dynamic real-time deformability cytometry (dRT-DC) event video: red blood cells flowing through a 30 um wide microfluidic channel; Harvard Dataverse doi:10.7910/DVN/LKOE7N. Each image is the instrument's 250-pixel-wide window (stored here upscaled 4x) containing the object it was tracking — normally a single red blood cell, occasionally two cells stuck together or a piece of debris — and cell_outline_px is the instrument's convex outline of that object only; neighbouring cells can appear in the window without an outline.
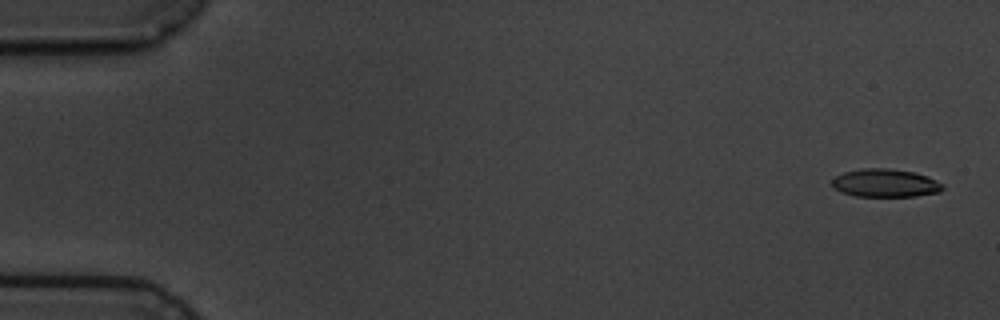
{"species": "common noctule bat (a hibernating species)", "species_latin": "Nyctalus noctula", "temperature_condition": "cold", "stored_images_in_passage": 6, "camera_frame_rate_fps": 3000, "um_per_image_px": 0.085, "animal": {"sex": "male", "body_mass_g": 19.5, "forearm_length_mm": 54.6}, "frame": {"image": 1, "passage_image": 1, "time_ms": 0.0, "image_size_px": [1000, 320], "cell_outline_px": [[944, 188], [940, 192], [916, 196], [856, 196], [840, 192], [832, 188], [832, 180], [836, 176], [844, 172], [864, 168], [888, 168], [912, 172], [928, 176], [944, 184]], "centroid_in_image_um": [75.25, 15.56], "position_along_channel_um": 9.8, "area_um2": 18.21}}
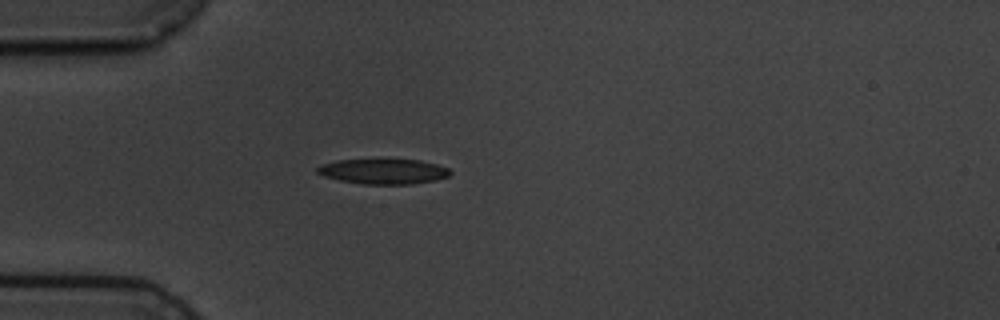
{"frame": {"image": 2, "passage_image": 5, "time_ms": 4.667, "image_size_px": [1000, 320], "cell_outline_px": [[452, 172], [448, 176], [436, 180], [412, 184], [360, 184], [340, 180], [324, 176], [316, 172], [316, 168], [320, 164], [336, 160], [420, 160], [436, 164], [448, 168]], "centroid_in_image_um": [32.57, 14.57], "position_along_channel_um": 52.4, "area_um2": 19.42}}